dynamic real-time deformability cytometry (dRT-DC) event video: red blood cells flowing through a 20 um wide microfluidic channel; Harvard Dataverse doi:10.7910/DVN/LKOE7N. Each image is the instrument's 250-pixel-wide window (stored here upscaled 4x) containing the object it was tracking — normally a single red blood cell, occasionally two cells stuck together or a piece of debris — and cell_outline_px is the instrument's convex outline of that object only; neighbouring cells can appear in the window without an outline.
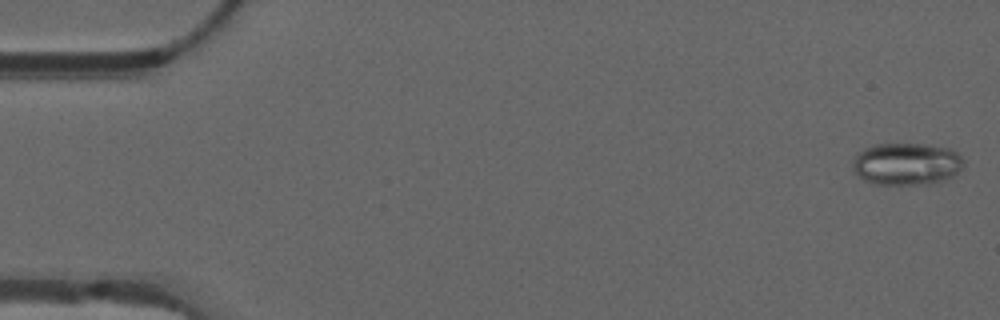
{"species": "common noctule bat (a hibernating species)", "species_latin": "Nyctalus noctula", "temperature_condition": "warm", "stored_images_in_passage": 54, "camera_frame_rate_fps": 3000, "um_per_image_px": 0.085, "animal": {"sex": "male", "forearm_length_mm": 52.5}, "frame": {"image": 1, "passage_image": 1, "time_ms": 0.0, "image_size_px": [1000, 320], "cell_outline_px": [[964, 164], [952, 176], [928, 184], [876, 184], [864, 180], [852, 168], [852, 156], [856, 152], [864, 148], [876, 144], [920, 144], [948, 148], [956, 152], [964, 160]], "centroid_in_image_um": [76.99, 13.92], "position_along_channel_um": 8.0, "area_um2": 27.17}}
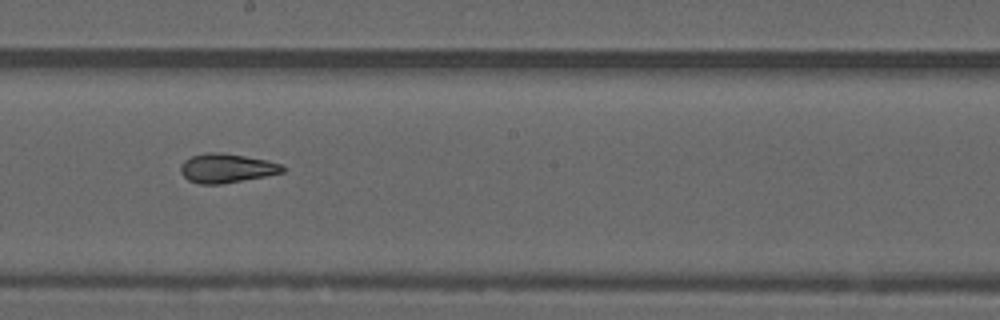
{"frame": {"image": 2, "passage_image": 30, "time_ms": 9.667, "image_size_px": [1000, 320], "cell_outline_px": [[288, 168], [284, 172], [264, 176], [220, 184], [200, 184], [188, 180], [180, 172], [180, 164], [184, 160], [192, 156], [208, 152], [220, 152], [268, 160], [280, 164]], "centroid_in_image_um": [19.25, 14.29], "position_along_channel_um": 228.9, "area_um2": 17.28}}
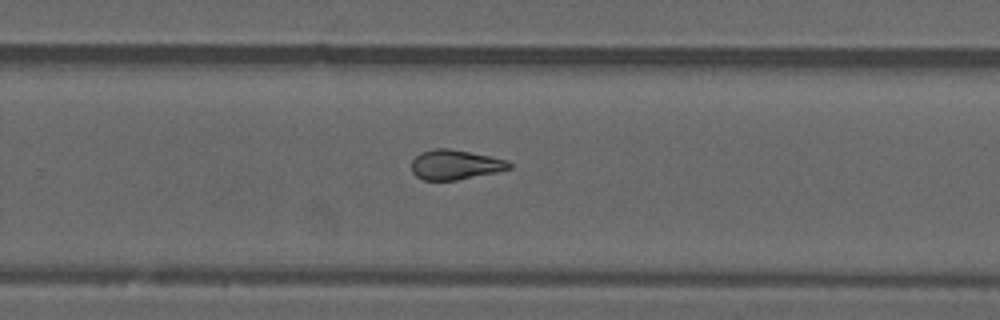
{"frame": {"image": 3, "passage_image": 35, "time_ms": 11.333, "image_size_px": [1000, 320], "cell_outline_px": [[512, 168], [496, 172], [456, 180], [424, 180], [416, 176], [412, 172], [412, 160], [420, 152], [436, 148], [448, 148], [508, 160], [512, 164]], "centroid_in_image_um": [38.68, 14.0], "position_along_channel_um": 291.1, "area_um2": 16.82}, "authors_computed_cell_mechanics": {"area_um2": 18.1492, "velocity_mm_per_s": 3.7642, "shape_relaxation_time_tau1_ms": null, "shape_relaxation_time_tau2_ms": 2.9157, "deformation_change_tau1": null, "deformation_change_tau2": 0.0941}}